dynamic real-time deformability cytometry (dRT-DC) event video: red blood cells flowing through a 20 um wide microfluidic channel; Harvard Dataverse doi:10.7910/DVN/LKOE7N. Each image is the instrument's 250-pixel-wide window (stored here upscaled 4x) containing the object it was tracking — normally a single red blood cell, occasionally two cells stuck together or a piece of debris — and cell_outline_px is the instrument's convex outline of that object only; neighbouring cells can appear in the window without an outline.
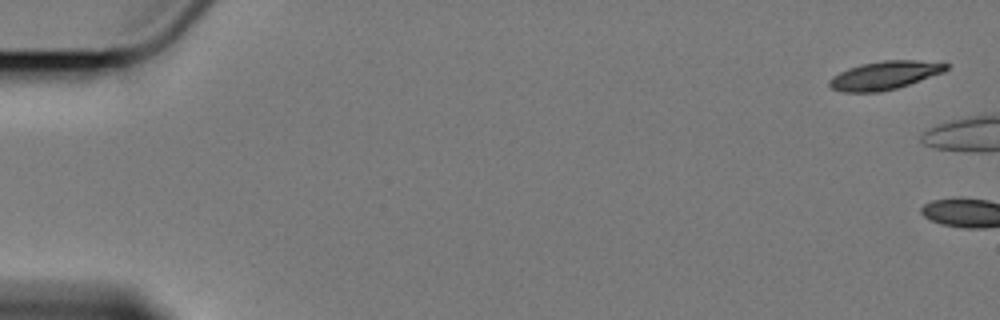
{"species": "Egyptian fruit bat (a non-hibernating species)", "species_latin": "Rousettus aegyptiacus", "temperature_condition": "cold", "stored_images_in_passage": 4, "segment_of_instrument_passage": [2, 2], "camera_frame_rate_fps": 3000, "um_per_image_px": 0.085, "animal": {"sex": "female"}, "frame": {"image": 1, "passage_image": 4, "time_ms": 4.333, "image_size_px": [1000, 320], "cell_outline_px": [[952, 64], [944, 72], [896, 88], [880, 92], [840, 92], [832, 88], [828, 84], [828, 80], [832, 76], [848, 68], [860, 64], [884, 60], [944, 60]], "centroid_in_image_um": [75.26, 6.37], "position_along_channel_um": 9.7, "area_um2": 19.71}}